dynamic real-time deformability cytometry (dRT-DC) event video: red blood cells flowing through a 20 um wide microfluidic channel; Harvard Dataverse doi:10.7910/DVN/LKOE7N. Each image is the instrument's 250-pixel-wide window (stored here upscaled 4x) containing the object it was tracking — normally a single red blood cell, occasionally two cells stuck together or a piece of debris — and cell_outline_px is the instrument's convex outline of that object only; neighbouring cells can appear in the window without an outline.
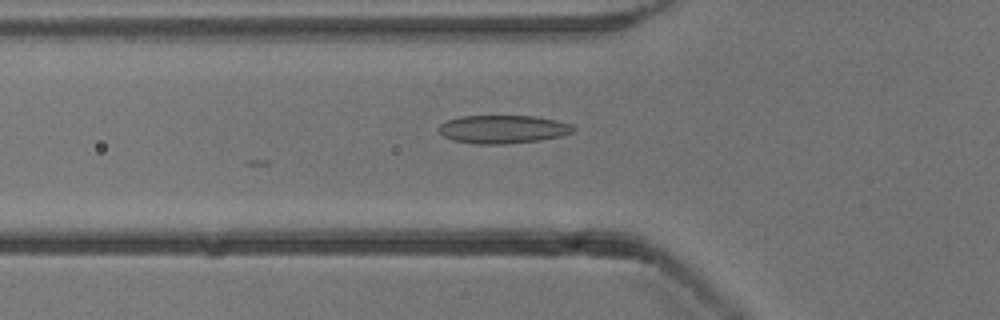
{"species": "common noctule bat (a hibernating species)", "species_latin": "Nyctalus noctula", "temperature_condition": "cold", "stored_images_in_passage": 7, "camera_frame_rate_fps": 3000, "um_per_image_px": 0.085, "animal": {"sex": "male", "body_mass_g": 13.3}, "frame": {"image": 1, "passage_image": 3, "time_ms": 0.667, "image_size_px": [1000, 320], "cell_outline_px": [[576, 128], [572, 132], [560, 136], [540, 140], [504, 144], [476, 144], [452, 140], [444, 136], [436, 128], [440, 124], [448, 120], [460, 116], [532, 116], [556, 120], [572, 124]], "centroid_in_image_um": [42.73, 10.98], "position_along_channel_um": 83.1, "area_um2": 22.14}}
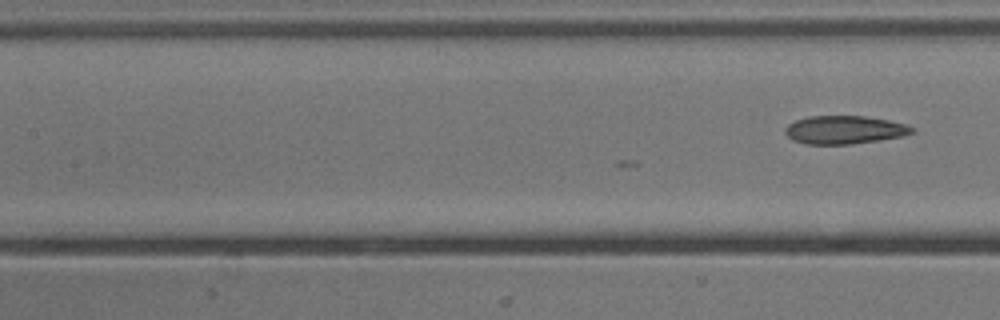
{"frame": {"image": 2, "passage_image": 7, "time_ms": 2.0, "image_size_px": [1000, 320], "cell_outline_px": [[916, 132], [904, 136], [880, 140], [852, 144], [808, 144], [792, 140], [784, 132], [784, 128], [788, 124], [796, 120], [808, 116], [864, 116], [888, 120], [908, 124], [916, 128]], "centroid_in_image_um": [71.82, 11.03], "position_along_channel_um": 135.6, "area_um2": 21.1}}